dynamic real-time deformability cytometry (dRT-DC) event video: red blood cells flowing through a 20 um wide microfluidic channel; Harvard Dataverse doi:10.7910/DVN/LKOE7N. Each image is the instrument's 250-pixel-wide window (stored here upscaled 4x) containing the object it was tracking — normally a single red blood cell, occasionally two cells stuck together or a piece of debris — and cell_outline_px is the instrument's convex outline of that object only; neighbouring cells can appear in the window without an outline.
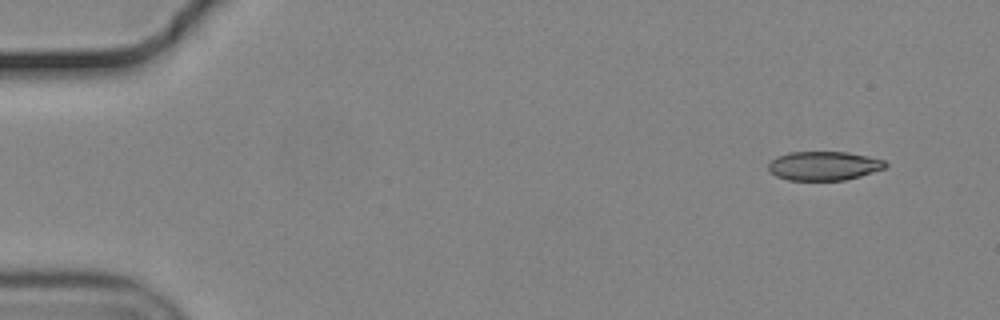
{"species": "common noctule bat (a hibernating species)", "species_latin": "Nyctalus noctula", "temperature_condition": "cold", "stored_images_in_passage": 52, "camera_frame_rate_fps": 3000, "um_per_image_px": 0.085, "animal": {"sex": "male", "body_mass_g": 19.2, "forearm_length_mm": 51.8}, "frame": {"image": 1, "passage_image": 1, "time_ms": 0.0, "image_size_px": [1000, 320], "cell_outline_px": [[888, 164], [884, 168], [860, 176], [844, 180], [788, 180], [776, 176], [768, 172], [768, 164], [776, 156], [788, 152], [848, 152], [868, 156], [884, 160]], "centroid_in_image_um": [69.99, 14.09], "position_along_channel_um": 15.0, "area_um2": 19.83}}
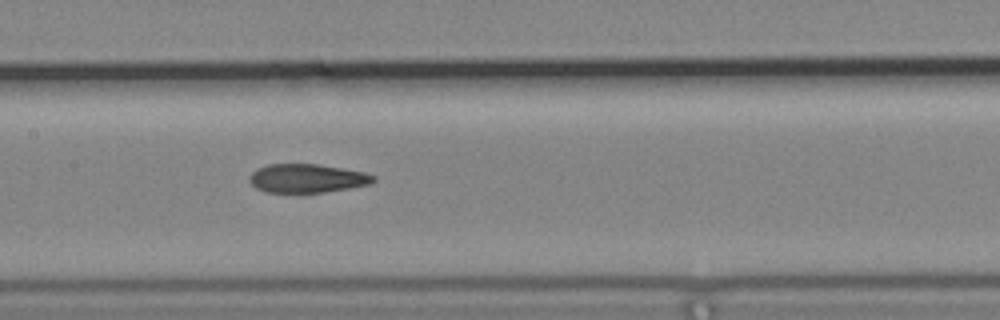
{"frame": {"image": 2, "passage_image": 24, "time_ms": 7.667, "image_size_px": [1000, 320], "cell_outline_px": [[376, 180], [372, 184], [324, 192], [264, 192], [256, 188], [248, 180], [248, 176], [256, 168], [268, 164], [320, 164], [364, 172], [376, 176]], "centroid_in_image_um": [26.09, 15.15], "position_along_channel_um": 181.3, "area_um2": 20.87}}
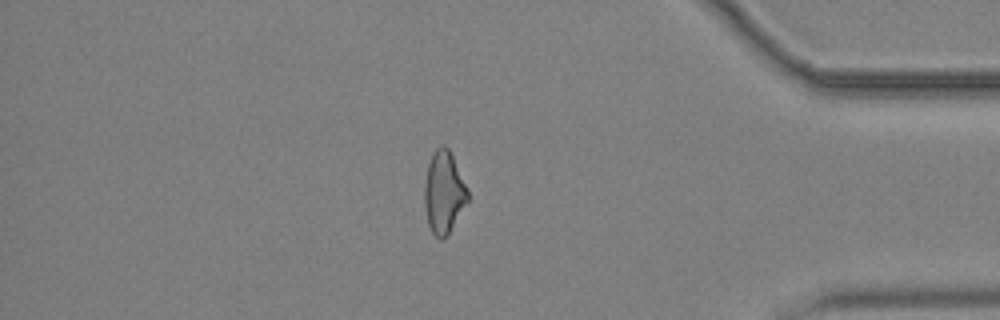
{"frame": {"image": 3, "passage_image": 44, "time_ms": 14.333, "image_size_px": [1000, 320], "cell_outline_px": [[468, 200], [448, 236], [444, 240], [440, 240], [432, 232], [428, 224], [424, 204], [424, 184], [428, 164], [432, 152], [440, 144], [444, 144], [448, 148], [468, 188]], "centroid_in_image_um": [37.72, 16.36], "position_along_channel_um": 397.5, "area_um2": 20.92}, "authors_computed_cell_mechanics": {"area_um2": 21.3571, "velocity_mm_per_s": 3.7074, "shape_relaxation_time_tau1_ms": null, "shape_relaxation_time_tau2_ms": 6.9223, "deformation_change_tau1": null, "deformation_change_tau2": 0.1584}}